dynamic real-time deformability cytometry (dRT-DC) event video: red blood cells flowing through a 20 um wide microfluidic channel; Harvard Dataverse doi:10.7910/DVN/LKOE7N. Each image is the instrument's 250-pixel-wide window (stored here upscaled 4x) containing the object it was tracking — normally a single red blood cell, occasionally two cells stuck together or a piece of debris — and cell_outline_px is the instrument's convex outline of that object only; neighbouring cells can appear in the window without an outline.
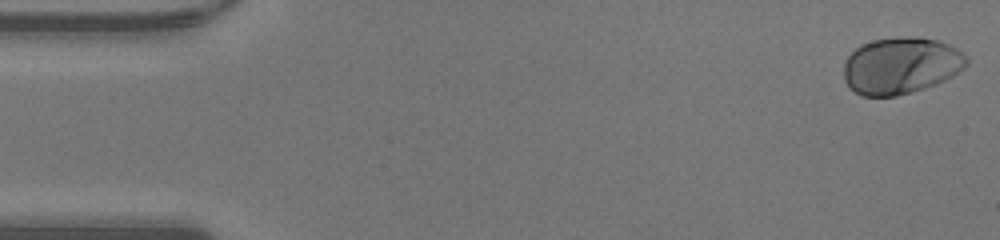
{"species": "human", "species_latin": "Homo sapiens", "temperature_condition": "warm", "stored_images_in_passage": 47, "camera_frame_rate_fps": 3000, "um_per_image_px": 0.085, "donor": {"sex": "male"}, "frame": {"image": 1, "passage_image": 1, "time_ms": 0.0, "image_size_px": [1000, 240], "cell_outline_px": [[968, 64], [964, 68], [952, 76], [936, 84], [924, 88], [896, 96], [860, 96], [844, 80], [844, 64], [848, 56], [860, 44], [872, 40], [936, 40], [948, 44], [956, 48], [968, 56]], "centroid_in_image_um": [76.58, 5.63], "position_along_channel_um": 8.4, "area_um2": 39.59}}
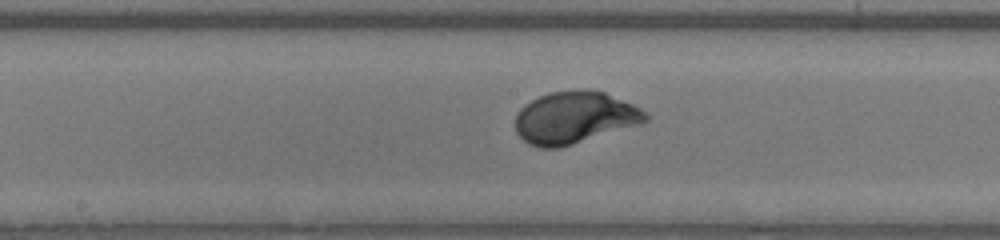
{"frame": {"image": 2, "passage_image": 24, "time_ms": 7.667, "image_size_px": [1000, 240], "cell_outline_px": [[648, 120], [640, 124], [572, 144], [556, 148], [540, 148], [528, 144], [516, 132], [516, 112], [524, 104], [540, 96], [552, 92], [584, 88], [588, 88], [604, 92], [632, 104], [640, 108], [648, 116]], "centroid_in_image_um": [48.82, 9.98], "position_along_channel_um": 199.4, "area_um2": 39.36}}
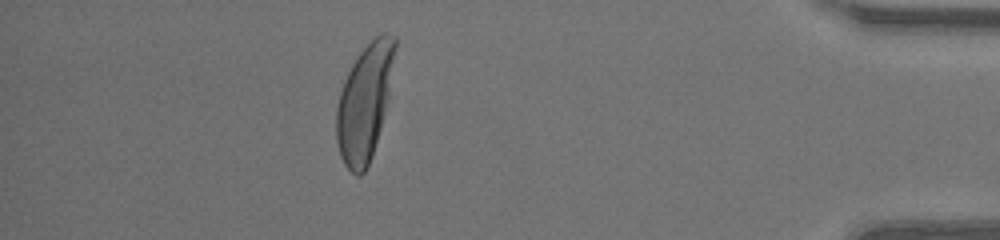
{"frame": {"image": 3, "passage_image": 42, "time_ms": 13.667, "image_size_px": [1000, 240], "cell_outline_px": [[396, 48], [388, 96], [380, 128], [372, 156], [364, 172], [360, 176], [356, 176], [344, 164], [340, 156], [336, 140], [336, 108], [340, 92], [344, 80], [356, 56], [380, 32], [384, 32], [396, 36]], "centroid_in_image_um": [30.98, 8.69], "position_along_channel_um": 404.2, "area_um2": 39.3}, "authors_computed_cell_mechanics": {"area_um2": 38.6104, "velocity_mm_per_s": 4.3035, "shape_relaxation_time_tau1_ms": 2.278, "shape_relaxation_time_tau2_ms": null, "deformation_change_tau1": 0.1633, "deformation_change_tau2": null}}